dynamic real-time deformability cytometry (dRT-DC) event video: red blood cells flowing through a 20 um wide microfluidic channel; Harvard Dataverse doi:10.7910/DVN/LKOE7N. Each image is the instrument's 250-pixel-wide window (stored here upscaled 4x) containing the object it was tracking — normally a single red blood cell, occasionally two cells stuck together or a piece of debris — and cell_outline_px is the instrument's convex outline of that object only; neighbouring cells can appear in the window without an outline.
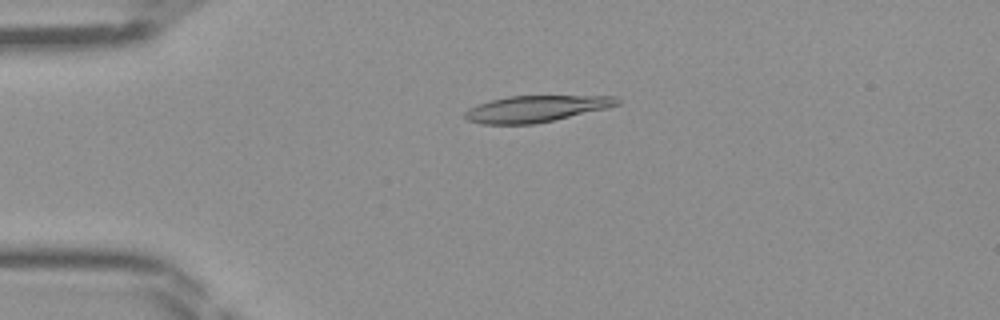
{"species": "Egyptian fruit bat (a non-hibernating species)", "species_latin": "Rousettus aegyptiacus", "temperature_condition": "room temperature", "stored_images_in_passage": 46, "camera_frame_rate_fps": 3000, "um_per_image_px": 0.085, "frame": {"image": 1, "passage_image": 11, "time_ms": 3.333, "image_size_px": [1000, 320], "cell_outline_px": [[620, 104], [608, 108], [536, 124], [480, 124], [468, 120], [464, 116], [464, 112], [468, 108], [476, 104], [508, 96], [616, 96], [620, 100]], "centroid_in_image_um": [45.55, 9.25], "position_along_channel_um": 39.5, "area_um2": 23.52}}
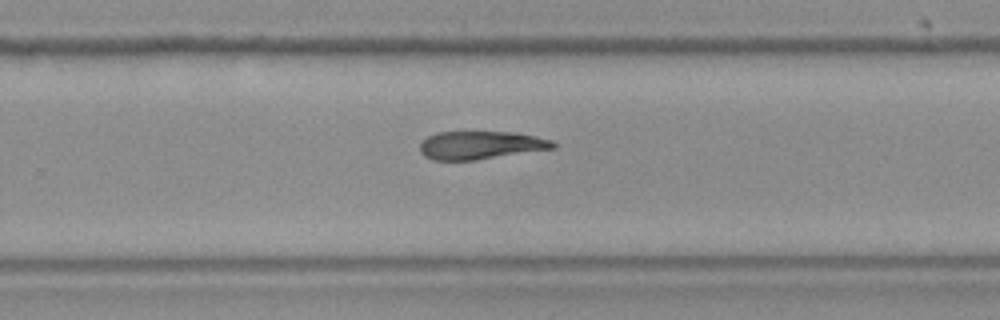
{"frame": {"image": 2, "passage_image": 30, "time_ms": 9.667, "image_size_px": [1000, 320], "cell_outline_px": [[556, 148], [476, 160], [432, 160], [424, 156], [420, 152], [420, 140], [436, 132], [512, 132], [536, 136], [552, 140], [556, 144]], "centroid_in_image_um": [40.83, 12.34], "position_along_channel_um": 289.0, "area_um2": 21.96}}
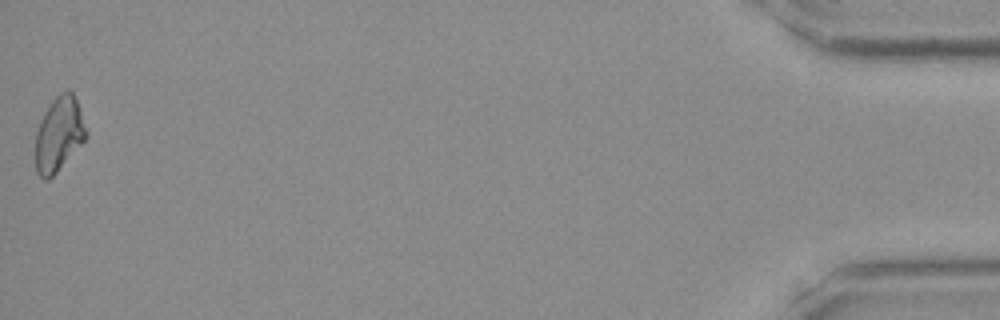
{"frame": {"image": 3, "passage_image": 46, "time_ms": 15.0, "image_size_px": [1000, 320], "cell_outline_px": [[88, 136], [56, 172], [48, 180], [44, 180], [36, 172], [36, 132], [44, 112], [52, 100], [60, 92], [68, 88], [72, 92], [76, 100], [88, 132]], "centroid_in_image_um": [5.01, 11.39], "position_along_channel_um": 430.2, "area_um2": 21.79}}